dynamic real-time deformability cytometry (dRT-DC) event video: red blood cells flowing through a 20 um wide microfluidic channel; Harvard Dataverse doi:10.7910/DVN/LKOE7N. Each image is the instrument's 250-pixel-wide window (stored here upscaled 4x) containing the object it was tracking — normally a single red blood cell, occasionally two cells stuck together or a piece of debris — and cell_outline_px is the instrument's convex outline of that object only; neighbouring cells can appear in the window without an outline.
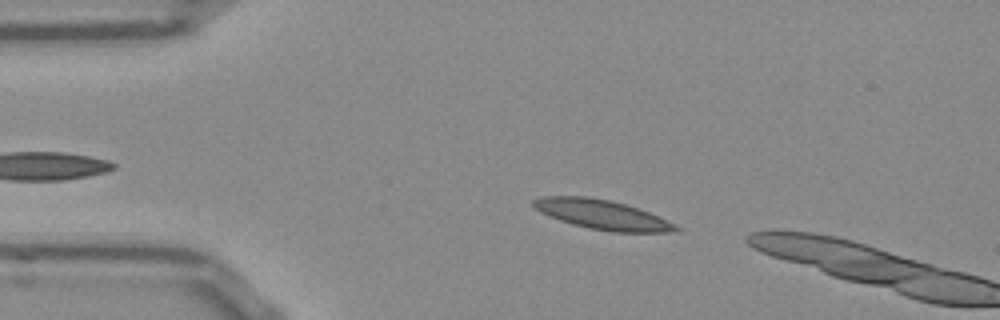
{"species": "Egyptian fruit bat (a non-hibernating species)", "species_latin": "Rousettus aegyptiacus", "temperature_condition": "room temperature", "stored_images_in_passage": 9, "camera_frame_rate_fps": 3000, "um_per_image_px": 0.085, "frame": {"image": 1, "passage_image": 6, "time_ms": 1.667, "image_size_px": [1000, 320], "cell_outline_px": [[684, 228], [668, 232], [612, 232], [588, 228], [572, 224], [560, 220], [540, 212], [532, 204], [532, 200], [544, 196], [584, 196], [608, 200], [624, 204], [648, 212], [668, 220]], "centroid_in_image_um": [51.19, 18.25], "position_along_channel_um": 33.8, "area_um2": 24.28}}